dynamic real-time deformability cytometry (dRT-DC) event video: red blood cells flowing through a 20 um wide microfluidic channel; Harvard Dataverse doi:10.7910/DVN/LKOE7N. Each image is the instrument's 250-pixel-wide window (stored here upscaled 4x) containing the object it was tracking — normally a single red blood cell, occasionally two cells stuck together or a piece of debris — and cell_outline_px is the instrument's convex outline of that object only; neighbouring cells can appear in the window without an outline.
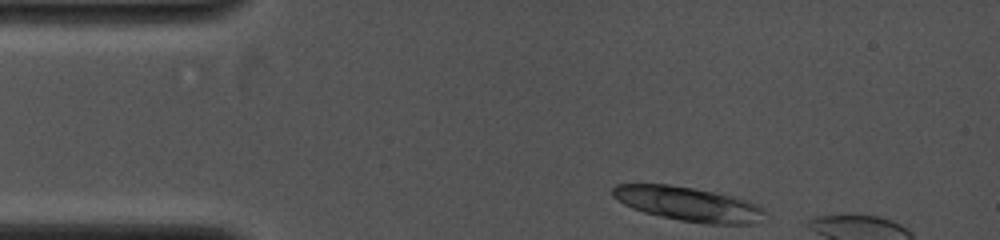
{"species": "common noctule bat (a hibernating species)", "species_latin": "Nyctalus noctula", "temperature_condition": "cold", "stored_images_in_passage": 3, "camera_frame_rate_fps": 4000, "um_per_image_px": 0.085, "animal": {"sex": "female", "body_mass_g": 19.0, "forearm_length_mm": 53.3}, "frame": {"image": 1, "passage_image": 1, "time_ms": 0.0, "image_size_px": [1000, 240], "cell_outline_px": [[764, 212], [756, 224], [704, 224], [680, 220], [644, 212], [632, 208], [624, 204], [612, 196], [612, 188], [616, 184], [668, 184], [692, 188], [732, 196], [748, 200], [756, 204]], "centroid_in_image_um": [58.47, 17.34], "position_along_channel_um": 26.5, "area_um2": 30.06}}